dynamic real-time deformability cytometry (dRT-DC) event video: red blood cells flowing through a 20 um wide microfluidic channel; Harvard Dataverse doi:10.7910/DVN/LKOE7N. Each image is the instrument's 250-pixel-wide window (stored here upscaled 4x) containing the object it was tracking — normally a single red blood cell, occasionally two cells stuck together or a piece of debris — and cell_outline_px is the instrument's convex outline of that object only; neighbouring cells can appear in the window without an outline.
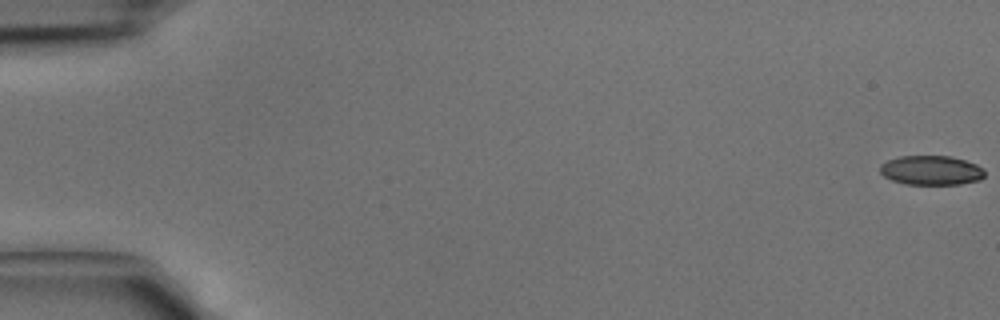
{"species": "common noctule bat (a hibernating species)", "species_latin": "Nyctalus noctula", "temperature_condition": "cold", "stored_images_in_passage": 44, "camera_frame_rate_fps": 3000, "um_per_image_px": 0.085, "animal": {"sex": "male", "body_mass_g": 15.6}, "frame": {"image": 1, "passage_image": 1, "time_ms": 0.0, "image_size_px": [1000, 320], "cell_outline_px": [[984, 176], [980, 180], [960, 184], [904, 184], [892, 180], [884, 176], [880, 172], [880, 164], [888, 160], [900, 156], [952, 156], [976, 164], [984, 168]], "centroid_in_image_um": [79.16, 14.47], "position_along_channel_um": 5.8, "area_um2": 17.98}}
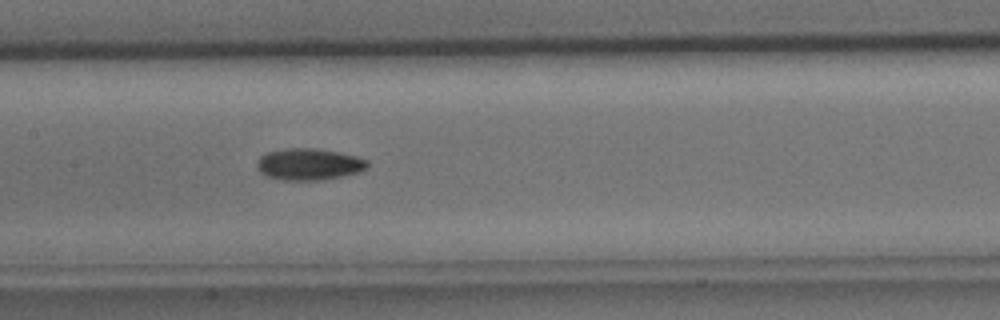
{"frame": {"image": 2, "passage_image": 22, "time_ms": 7.0, "image_size_px": [1000, 320], "cell_outline_px": [[368, 168], [360, 172], [324, 180], [284, 180], [264, 176], [260, 172], [256, 164], [256, 160], [260, 156], [268, 152], [284, 148], [316, 148], [340, 152], [356, 156], [368, 160]], "centroid_in_image_um": [26.26, 13.96], "position_along_channel_um": 181.1, "area_um2": 20.69}}
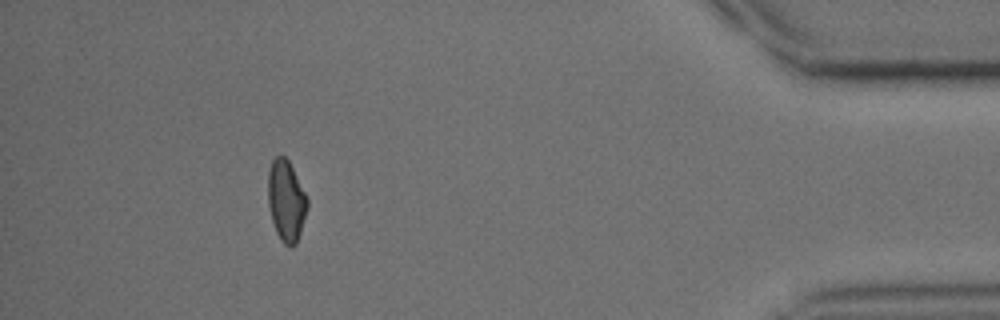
{"frame": {"image": 3, "passage_image": 40, "time_ms": 13.0, "image_size_px": [1000, 320], "cell_outline_px": [[308, 208], [296, 244], [292, 248], [288, 248], [280, 240], [276, 232], [272, 220], [268, 204], [268, 172], [272, 160], [280, 152], [288, 160], [308, 196]], "centroid_in_image_um": [24.33, 17.06], "position_along_channel_um": 410.9, "area_um2": 18.9}}